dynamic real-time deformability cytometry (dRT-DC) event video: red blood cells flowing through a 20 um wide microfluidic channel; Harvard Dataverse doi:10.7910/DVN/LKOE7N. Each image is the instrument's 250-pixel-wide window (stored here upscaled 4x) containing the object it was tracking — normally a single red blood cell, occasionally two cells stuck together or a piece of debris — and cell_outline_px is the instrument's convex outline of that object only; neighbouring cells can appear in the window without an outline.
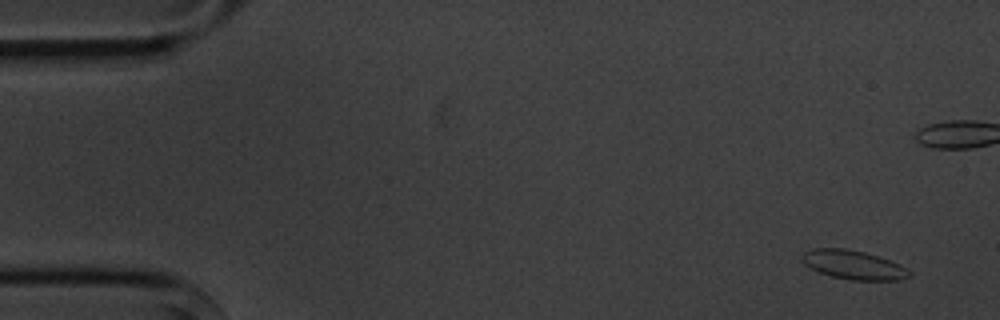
{"species": "common noctule bat (a hibernating species)", "species_latin": "Nyctalus noctula", "temperature_condition": "cold", "stored_images_in_passage": 5, "camera_frame_rate_fps": 3000, "um_per_image_px": 0.085, "animal": {"sex": "male", "body_mass_g": 20.1, "forearm_length_mm": 53.5}, "frame": {"image": 1, "passage_image": 1, "time_ms": 0.0, "image_size_px": [1000, 320], "cell_outline_px": [[912, 276], [900, 280], [852, 280], [832, 276], [820, 272], [804, 264], [800, 260], [800, 256], [804, 252], [812, 248], [844, 248], [864, 252], [900, 264], [912, 272]], "centroid_in_image_um": [72.54, 22.51], "position_along_channel_um": 12.5, "area_um2": 18.09}}
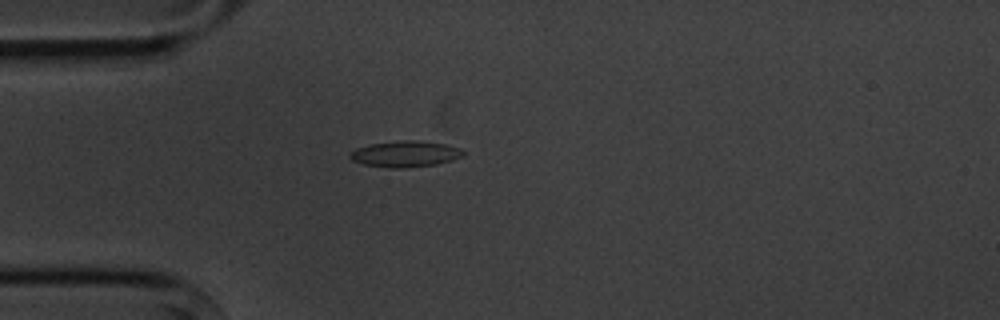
{"frame": {"image": 2, "passage_image": 5, "time_ms": 5.333, "image_size_px": [1000, 320], "cell_outline_px": [[464, 156], [452, 160], [436, 164], [404, 168], [388, 168], [364, 164], [352, 160], [348, 156], [356, 148], [372, 144], [404, 140], [412, 140], [444, 144], [460, 148], [464, 152]], "centroid_in_image_um": [34.45, 13.1], "position_along_channel_um": 50.5, "area_um2": 16.99}}